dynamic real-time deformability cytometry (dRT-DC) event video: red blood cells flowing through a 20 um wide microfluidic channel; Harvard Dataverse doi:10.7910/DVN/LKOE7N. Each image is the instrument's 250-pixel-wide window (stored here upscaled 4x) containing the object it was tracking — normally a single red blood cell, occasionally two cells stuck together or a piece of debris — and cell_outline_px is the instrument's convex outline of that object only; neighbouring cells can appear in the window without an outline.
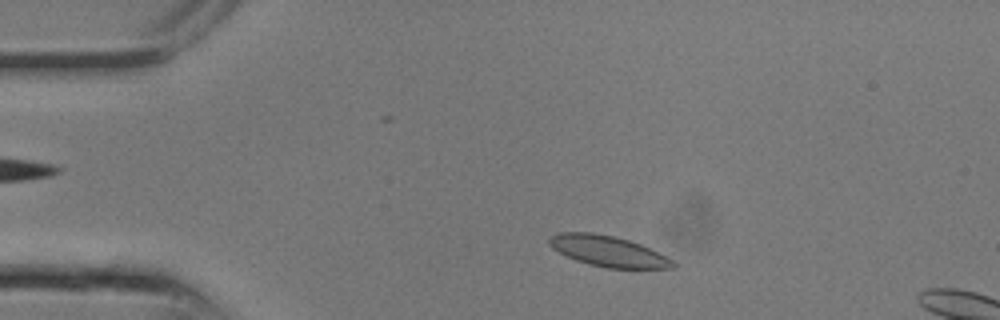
{"species": "common noctule bat (a hibernating species)", "species_latin": "Nyctalus noctula", "temperature_condition": "room temperature", "stored_images_in_passage": 4, "camera_frame_rate_fps": 3000, "um_per_image_px": 0.085, "animal": {"sex": "male", "body_mass_g": 13.3}, "frame": {"image": 1, "passage_image": 2, "time_ms": 0.333, "image_size_px": [1000, 320], "cell_outline_px": [[676, 268], [608, 268], [588, 264], [576, 260], [552, 248], [548, 244], [548, 236], [560, 232], [592, 232], [616, 236], [640, 244], [672, 260], [676, 264]], "centroid_in_image_um": [51.64, 21.34], "position_along_channel_um": 33.4, "area_um2": 22.02}}